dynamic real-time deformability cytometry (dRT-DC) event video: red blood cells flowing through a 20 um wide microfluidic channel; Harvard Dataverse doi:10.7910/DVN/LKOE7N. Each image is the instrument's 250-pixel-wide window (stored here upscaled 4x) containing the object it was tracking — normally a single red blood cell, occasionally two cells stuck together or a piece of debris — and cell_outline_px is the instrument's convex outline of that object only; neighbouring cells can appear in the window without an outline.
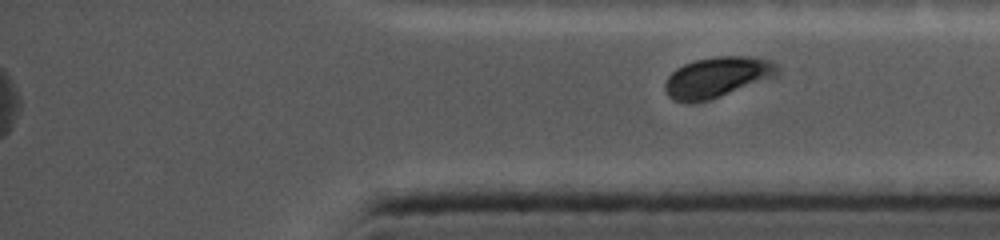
{"species": "common noctule bat (a hibernating species)", "species_latin": "Nyctalus noctula", "temperature_condition": "cold", "stored_images_in_passage": 51, "segment_of_instrument_passage": [2, 2], "camera_frame_rate_fps": 5000, "um_per_image_px": 0.085, "animal": {"sex": "female", "body_mass_g": 19.0, "forearm_length_mm": 56.7}, "frame": {"image": 1, "passage_image": 51, "time_ms": 18.4, "image_size_px": [1000, 240], "cell_outline_px": [[780, 72], [776, 76], [720, 96], [708, 100], [676, 100], [668, 96], [664, 88], [664, 84], [668, 76], [676, 68], [684, 64], [696, 60], [716, 56], [752, 56], [772, 60], [780, 68]], "centroid_in_image_um": [61.0, 6.51], "position_along_channel_um": 374.2, "area_um2": 26.18}}